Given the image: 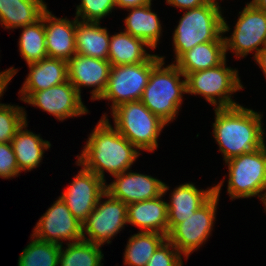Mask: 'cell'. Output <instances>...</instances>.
<instances>
[{
  "label": "cell",
  "mask_w": 266,
  "mask_h": 266,
  "mask_svg": "<svg viewBox=\"0 0 266 266\" xmlns=\"http://www.w3.org/2000/svg\"><path fill=\"white\" fill-rule=\"evenodd\" d=\"M104 197L105 201L102 202ZM126 223L127 204L105 192L98 200L95 209L82 224L83 240L99 246H103L104 243L109 244L111 238L124 229Z\"/></svg>",
  "instance_id": "30bf717a"
},
{
  "label": "cell",
  "mask_w": 266,
  "mask_h": 266,
  "mask_svg": "<svg viewBox=\"0 0 266 266\" xmlns=\"http://www.w3.org/2000/svg\"><path fill=\"white\" fill-rule=\"evenodd\" d=\"M81 167L72 183L59 197L66 203L72 215L83 224L106 192L107 183L94 172Z\"/></svg>",
  "instance_id": "5bb4252c"
},
{
  "label": "cell",
  "mask_w": 266,
  "mask_h": 266,
  "mask_svg": "<svg viewBox=\"0 0 266 266\" xmlns=\"http://www.w3.org/2000/svg\"><path fill=\"white\" fill-rule=\"evenodd\" d=\"M122 172L113 176L115 180L106 184V192L125 204L154 199L163 194L164 182L137 172Z\"/></svg>",
  "instance_id": "2e32d148"
},
{
  "label": "cell",
  "mask_w": 266,
  "mask_h": 266,
  "mask_svg": "<svg viewBox=\"0 0 266 266\" xmlns=\"http://www.w3.org/2000/svg\"><path fill=\"white\" fill-rule=\"evenodd\" d=\"M214 111L213 134L225 162L265 145L262 114L240 104Z\"/></svg>",
  "instance_id": "7a4b0ae2"
},
{
  "label": "cell",
  "mask_w": 266,
  "mask_h": 266,
  "mask_svg": "<svg viewBox=\"0 0 266 266\" xmlns=\"http://www.w3.org/2000/svg\"><path fill=\"white\" fill-rule=\"evenodd\" d=\"M64 250L61 245L58 257V266H102L104 254L101 246L92 242L80 240L74 243H66Z\"/></svg>",
  "instance_id": "83f0119b"
},
{
  "label": "cell",
  "mask_w": 266,
  "mask_h": 266,
  "mask_svg": "<svg viewBox=\"0 0 266 266\" xmlns=\"http://www.w3.org/2000/svg\"><path fill=\"white\" fill-rule=\"evenodd\" d=\"M226 22L217 0L186 10L173 33L176 59L173 62L198 44L224 41L223 34L230 30Z\"/></svg>",
  "instance_id": "3957f363"
},
{
  "label": "cell",
  "mask_w": 266,
  "mask_h": 266,
  "mask_svg": "<svg viewBox=\"0 0 266 266\" xmlns=\"http://www.w3.org/2000/svg\"><path fill=\"white\" fill-rule=\"evenodd\" d=\"M166 235L156 232L133 234L124 249V265L146 266L156 249L166 240Z\"/></svg>",
  "instance_id": "4316f807"
},
{
  "label": "cell",
  "mask_w": 266,
  "mask_h": 266,
  "mask_svg": "<svg viewBox=\"0 0 266 266\" xmlns=\"http://www.w3.org/2000/svg\"><path fill=\"white\" fill-rule=\"evenodd\" d=\"M18 72L14 67L6 69L0 75V99L3 96L4 91L6 90L8 83L14 77V75Z\"/></svg>",
  "instance_id": "d590c367"
},
{
  "label": "cell",
  "mask_w": 266,
  "mask_h": 266,
  "mask_svg": "<svg viewBox=\"0 0 266 266\" xmlns=\"http://www.w3.org/2000/svg\"><path fill=\"white\" fill-rule=\"evenodd\" d=\"M24 108L0 103V143L11 142L17 130L27 121Z\"/></svg>",
  "instance_id": "4dcf8cb0"
},
{
  "label": "cell",
  "mask_w": 266,
  "mask_h": 266,
  "mask_svg": "<svg viewBox=\"0 0 266 266\" xmlns=\"http://www.w3.org/2000/svg\"><path fill=\"white\" fill-rule=\"evenodd\" d=\"M18 94L21 95L20 100L37 106L59 121L89 113L82 102L81 95L69 80L48 89L36 92H18Z\"/></svg>",
  "instance_id": "7c38bea8"
},
{
  "label": "cell",
  "mask_w": 266,
  "mask_h": 266,
  "mask_svg": "<svg viewBox=\"0 0 266 266\" xmlns=\"http://www.w3.org/2000/svg\"><path fill=\"white\" fill-rule=\"evenodd\" d=\"M215 194L214 186L206 190L198 189L193 183L176 187L167 203L168 232L177 224L193 215Z\"/></svg>",
  "instance_id": "d6986e66"
},
{
  "label": "cell",
  "mask_w": 266,
  "mask_h": 266,
  "mask_svg": "<svg viewBox=\"0 0 266 266\" xmlns=\"http://www.w3.org/2000/svg\"><path fill=\"white\" fill-rule=\"evenodd\" d=\"M47 10L43 0H0V25L18 29L33 24Z\"/></svg>",
  "instance_id": "7402d4cb"
},
{
  "label": "cell",
  "mask_w": 266,
  "mask_h": 266,
  "mask_svg": "<svg viewBox=\"0 0 266 266\" xmlns=\"http://www.w3.org/2000/svg\"><path fill=\"white\" fill-rule=\"evenodd\" d=\"M140 151L109 123L103 115L88 137L76 164L105 180V170L112 176L129 170Z\"/></svg>",
  "instance_id": "6da1fadb"
},
{
  "label": "cell",
  "mask_w": 266,
  "mask_h": 266,
  "mask_svg": "<svg viewBox=\"0 0 266 266\" xmlns=\"http://www.w3.org/2000/svg\"><path fill=\"white\" fill-rule=\"evenodd\" d=\"M225 59H227L225 41H210L194 46L184 53L175 64L186 75L216 67Z\"/></svg>",
  "instance_id": "cb8c5ba5"
},
{
  "label": "cell",
  "mask_w": 266,
  "mask_h": 266,
  "mask_svg": "<svg viewBox=\"0 0 266 266\" xmlns=\"http://www.w3.org/2000/svg\"><path fill=\"white\" fill-rule=\"evenodd\" d=\"M266 77V46L262 48L254 58Z\"/></svg>",
  "instance_id": "74e56055"
},
{
  "label": "cell",
  "mask_w": 266,
  "mask_h": 266,
  "mask_svg": "<svg viewBox=\"0 0 266 266\" xmlns=\"http://www.w3.org/2000/svg\"><path fill=\"white\" fill-rule=\"evenodd\" d=\"M31 238L19 256L18 266H58L61 245L41 241L33 235Z\"/></svg>",
  "instance_id": "f546056e"
},
{
  "label": "cell",
  "mask_w": 266,
  "mask_h": 266,
  "mask_svg": "<svg viewBox=\"0 0 266 266\" xmlns=\"http://www.w3.org/2000/svg\"><path fill=\"white\" fill-rule=\"evenodd\" d=\"M250 3L257 9L266 12V0H252Z\"/></svg>",
  "instance_id": "f35d334b"
},
{
  "label": "cell",
  "mask_w": 266,
  "mask_h": 266,
  "mask_svg": "<svg viewBox=\"0 0 266 266\" xmlns=\"http://www.w3.org/2000/svg\"><path fill=\"white\" fill-rule=\"evenodd\" d=\"M146 47L151 48L145 41L125 31L110 35L108 61L111 66L147 62L154 54H149Z\"/></svg>",
  "instance_id": "d4e9b609"
},
{
  "label": "cell",
  "mask_w": 266,
  "mask_h": 266,
  "mask_svg": "<svg viewBox=\"0 0 266 266\" xmlns=\"http://www.w3.org/2000/svg\"><path fill=\"white\" fill-rule=\"evenodd\" d=\"M262 202H263L265 210H266V194H265L264 200Z\"/></svg>",
  "instance_id": "ab89813d"
},
{
  "label": "cell",
  "mask_w": 266,
  "mask_h": 266,
  "mask_svg": "<svg viewBox=\"0 0 266 266\" xmlns=\"http://www.w3.org/2000/svg\"><path fill=\"white\" fill-rule=\"evenodd\" d=\"M209 1L210 0H166V3L173 7L188 10L205 5Z\"/></svg>",
  "instance_id": "e575fe53"
},
{
  "label": "cell",
  "mask_w": 266,
  "mask_h": 266,
  "mask_svg": "<svg viewBox=\"0 0 266 266\" xmlns=\"http://www.w3.org/2000/svg\"><path fill=\"white\" fill-rule=\"evenodd\" d=\"M35 238L62 245L83 240L82 223L68 209L66 203L59 197L41 216L33 230ZM62 241V242H61Z\"/></svg>",
  "instance_id": "4fadbf2b"
},
{
  "label": "cell",
  "mask_w": 266,
  "mask_h": 266,
  "mask_svg": "<svg viewBox=\"0 0 266 266\" xmlns=\"http://www.w3.org/2000/svg\"><path fill=\"white\" fill-rule=\"evenodd\" d=\"M76 7V18L82 22L100 23V20L111 14L116 8L115 0H80Z\"/></svg>",
  "instance_id": "1f68e13d"
},
{
  "label": "cell",
  "mask_w": 266,
  "mask_h": 266,
  "mask_svg": "<svg viewBox=\"0 0 266 266\" xmlns=\"http://www.w3.org/2000/svg\"><path fill=\"white\" fill-rule=\"evenodd\" d=\"M42 18L48 57L68 62L76 54V17L71 21L67 18H57L47 9Z\"/></svg>",
  "instance_id": "e0dca14e"
},
{
  "label": "cell",
  "mask_w": 266,
  "mask_h": 266,
  "mask_svg": "<svg viewBox=\"0 0 266 266\" xmlns=\"http://www.w3.org/2000/svg\"><path fill=\"white\" fill-rule=\"evenodd\" d=\"M18 44L20 55L27 64L47 58L44 19L22 27Z\"/></svg>",
  "instance_id": "f1b7e54d"
},
{
  "label": "cell",
  "mask_w": 266,
  "mask_h": 266,
  "mask_svg": "<svg viewBox=\"0 0 266 266\" xmlns=\"http://www.w3.org/2000/svg\"><path fill=\"white\" fill-rule=\"evenodd\" d=\"M68 80L81 95L82 87H94L91 100H98L104 93L111 64L108 60L75 54L68 62Z\"/></svg>",
  "instance_id": "9a60e30c"
},
{
  "label": "cell",
  "mask_w": 266,
  "mask_h": 266,
  "mask_svg": "<svg viewBox=\"0 0 266 266\" xmlns=\"http://www.w3.org/2000/svg\"><path fill=\"white\" fill-rule=\"evenodd\" d=\"M151 5L150 2L141 7L129 8L130 13L124 20V31L145 41L154 50L162 35V26L157 14L151 10Z\"/></svg>",
  "instance_id": "484cf974"
},
{
  "label": "cell",
  "mask_w": 266,
  "mask_h": 266,
  "mask_svg": "<svg viewBox=\"0 0 266 266\" xmlns=\"http://www.w3.org/2000/svg\"><path fill=\"white\" fill-rule=\"evenodd\" d=\"M161 58L151 70L140 101L168 124L178 116L182 97L187 93L186 77L175 63L164 67V56ZM181 77L184 80L181 81Z\"/></svg>",
  "instance_id": "277c9868"
},
{
  "label": "cell",
  "mask_w": 266,
  "mask_h": 266,
  "mask_svg": "<svg viewBox=\"0 0 266 266\" xmlns=\"http://www.w3.org/2000/svg\"><path fill=\"white\" fill-rule=\"evenodd\" d=\"M187 94L202 95L217 108L239 105L231 98L234 92L243 89L238 70L226 66V59L216 67L188 73Z\"/></svg>",
  "instance_id": "8992f818"
},
{
  "label": "cell",
  "mask_w": 266,
  "mask_h": 266,
  "mask_svg": "<svg viewBox=\"0 0 266 266\" xmlns=\"http://www.w3.org/2000/svg\"><path fill=\"white\" fill-rule=\"evenodd\" d=\"M21 173L10 142L0 143V177L14 178Z\"/></svg>",
  "instance_id": "836d02e7"
},
{
  "label": "cell",
  "mask_w": 266,
  "mask_h": 266,
  "mask_svg": "<svg viewBox=\"0 0 266 266\" xmlns=\"http://www.w3.org/2000/svg\"><path fill=\"white\" fill-rule=\"evenodd\" d=\"M223 182L224 180L214 186L215 194L203 206L175 225L166 236L185 259L206 242L213 230Z\"/></svg>",
  "instance_id": "ba28073f"
},
{
  "label": "cell",
  "mask_w": 266,
  "mask_h": 266,
  "mask_svg": "<svg viewBox=\"0 0 266 266\" xmlns=\"http://www.w3.org/2000/svg\"><path fill=\"white\" fill-rule=\"evenodd\" d=\"M239 14L232 35L224 37L225 53L231 50L235 57L241 58L254 51L255 58L266 46V12L249 2Z\"/></svg>",
  "instance_id": "8fae6325"
},
{
  "label": "cell",
  "mask_w": 266,
  "mask_h": 266,
  "mask_svg": "<svg viewBox=\"0 0 266 266\" xmlns=\"http://www.w3.org/2000/svg\"><path fill=\"white\" fill-rule=\"evenodd\" d=\"M182 254L167 239L156 249L146 266H183Z\"/></svg>",
  "instance_id": "d6a6232c"
},
{
  "label": "cell",
  "mask_w": 266,
  "mask_h": 266,
  "mask_svg": "<svg viewBox=\"0 0 266 266\" xmlns=\"http://www.w3.org/2000/svg\"><path fill=\"white\" fill-rule=\"evenodd\" d=\"M27 65L30 71L19 92H36L68 81L65 60L47 57Z\"/></svg>",
  "instance_id": "ffe728a7"
},
{
  "label": "cell",
  "mask_w": 266,
  "mask_h": 266,
  "mask_svg": "<svg viewBox=\"0 0 266 266\" xmlns=\"http://www.w3.org/2000/svg\"><path fill=\"white\" fill-rule=\"evenodd\" d=\"M225 163L228 165L229 174L227 192L232 200L255 196L259 197L261 201L264 200L266 194V145L252 152L233 157Z\"/></svg>",
  "instance_id": "52a82bcc"
},
{
  "label": "cell",
  "mask_w": 266,
  "mask_h": 266,
  "mask_svg": "<svg viewBox=\"0 0 266 266\" xmlns=\"http://www.w3.org/2000/svg\"><path fill=\"white\" fill-rule=\"evenodd\" d=\"M26 127L27 121L17 130L10 142L20 172L38 167L44 152L51 147L50 141L43 140L40 134H35L25 129Z\"/></svg>",
  "instance_id": "44dd1931"
},
{
  "label": "cell",
  "mask_w": 266,
  "mask_h": 266,
  "mask_svg": "<svg viewBox=\"0 0 266 266\" xmlns=\"http://www.w3.org/2000/svg\"><path fill=\"white\" fill-rule=\"evenodd\" d=\"M168 190L169 186L164 183L160 196L127 204V224L141 228L140 232H156L167 236V202L162 198Z\"/></svg>",
  "instance_id": "ac0fdd59"
},
{
  "label": "cell",
  "mask_w": 266,
  "mask_h": 266,
  "mask_svg": "<svg viewBox=\"0 0 266 266\" xmlns=\"http://www.w3.org/2000/svg\"><path fill=\"white\" fill-rule=\"evenodd\" d=\"M75 42L77 54L108 60L110 35L100 23L82 22L76 18Z\"/></svg>",
  "instance_id": "603a6c76"
},
{
  "label": "cell",
  "mask_w": 266,
  "mask_h": 266,
  "mask_svg": "<svg viewBox=\"0 0 266 266\" xmlns=\"http://www.w3.org/2000/svg\"><path fill=\"white\" fill-rule=\"evenodd\" d=\"M114 128L138 150L154 151L158 137L168 125L153 114L140 100L125 102L112 110Z\"/></svg>",
  "instance_id": "5b68a950"
},
{
  "label": "cell",
  "mask_w": 266,
  "mask_h": 266,
  "mask_svg": "<svg viewBox=\"0 0 266 266\" xmlns=\"http://www.w3.org/2000/svg\"><path fill=\"white\" fill-rule=\"evenodd\" d=\"M152 0H115V6L117 8L129 9L134 7H141L147 5Z\"/></svg>",
  "instance_id": "8d00e7d4"
},
{
  "label": "cell",
  "mask_w": 266,
  "mask_h": 266,
  "mask_svg": "<svg viewBox=\"0 0 266 266\" xmlns=\"http://www.w3.org/2000/svg\"><path fill=\"white\" fill-rule=\"evenodd\" d=\"M161 59L154 54L147 62L111 66L107 87L98 100L111 101V111L122 103L140 100L151 70Z\"/></svg>",
  "instance_id": "9c48e42d"
}]
</instances>
